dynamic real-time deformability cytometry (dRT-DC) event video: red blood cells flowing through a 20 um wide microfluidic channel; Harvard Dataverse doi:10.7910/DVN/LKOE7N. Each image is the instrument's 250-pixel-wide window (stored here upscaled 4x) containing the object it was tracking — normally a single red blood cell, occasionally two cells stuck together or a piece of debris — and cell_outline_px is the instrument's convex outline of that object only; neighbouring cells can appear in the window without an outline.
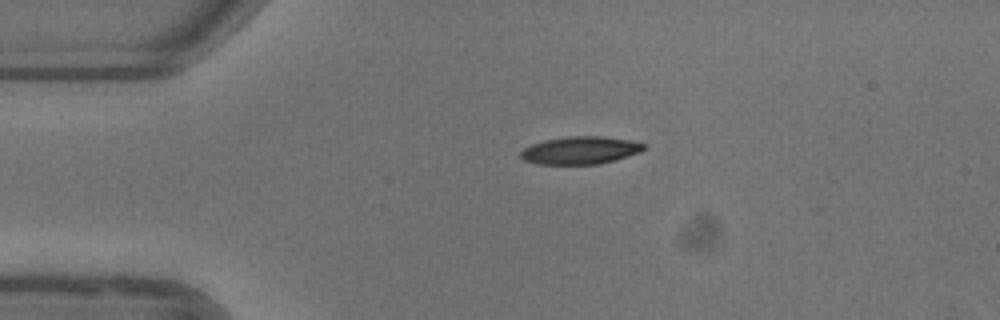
{"species": "common noctule bat (a hibernating species)", "species_latin": "Nyctalus noctula", "temperature_condition": "warm", "stored_images_in_passage": 36, "camera_frame_rate_fps": 3000, "um_per_image_px": 0.085, "animal": {"sex": "female"}, "frame": {"image": 1, "passage_image": 1, "time_ms": 0.0, "image_size_px": [1000, 320], "cell_outline_px": [[644, 148], [640, 152], [612, 160], [596, 164], [536, 164], [524, 160], [520, 156], [520, 152], [524, 148], [532, 144], [544, 140], [568, 136], [600, 136], [628, 140], [644, 144]], "centroid_in_image_um": [49.26, 12.77], "position_along_channel_um": 35.7, "area_um2": 19.54}}
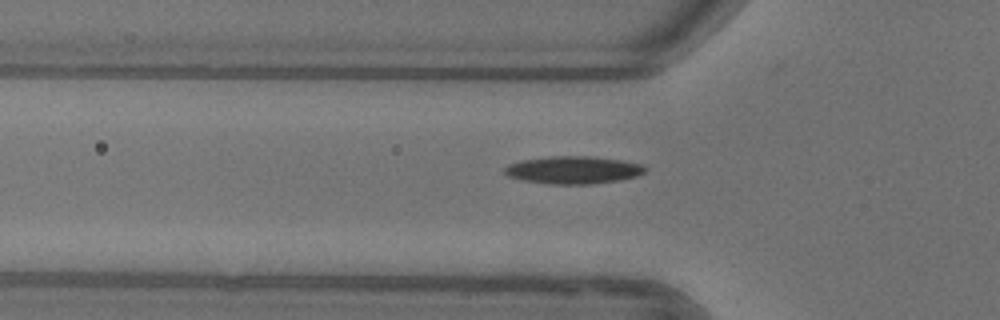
{"frame": {"image": 2, "passage_image": 7, "time_ms": 2.0, "image_size_px": [1000, 320], "cell_outline_px": [[648, 168], [644, 172], [636, 176], [620, 180], [592, 184], [552, 184], [524, 180], [508, 176], [504, 172], [504, 168], [508, 164], [520, 160], [552, 156], [592, 156], [624, 160], [644, 164]], "centroid_in_image_um": [48.77, 14.44], "position_along_channel_um": 77.0, "area_um2": 22.77}}
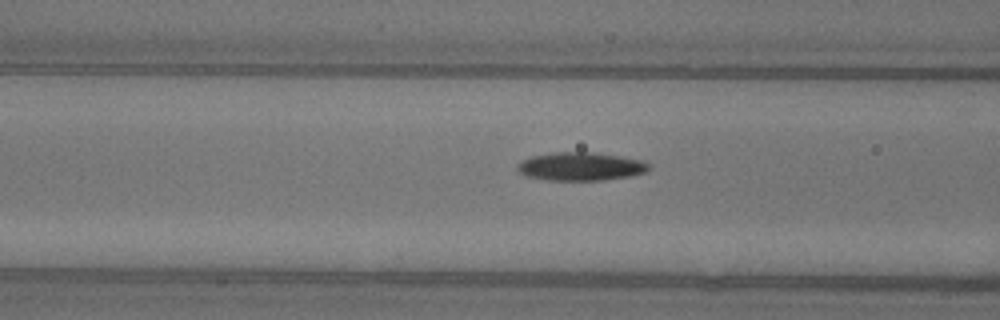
{"frame": {"image": 3, "passage_image": 10, "time_ms": 3.0, "image_size_px": [1000, 320], "cell_outline_px": [[652, 168], [644, 172], [628, 176], [600, 180], [548, 180], [528, 176], [520, 172], [516, 168], [516, 164], [532, 156], [556, 152], [592, 152], [620, 156], [644, 160], [652, 164]], "centroid_in_image_um": [49.4, 14.14], "position_along_channel_um": 117.2, "area_um2": 21.62}, "authors_computed_cell_mechanics": {"area_um2": 21.3571, "velocity_mm_per_s": 3.92, "shape_relaxation_time_tau1_ms": 5.8923, "shape_relaxation_time_tau2_ms": 6.0733, "deformation_change_tau1": 0.1915, "deformation_change_tau2": 0.1344}}